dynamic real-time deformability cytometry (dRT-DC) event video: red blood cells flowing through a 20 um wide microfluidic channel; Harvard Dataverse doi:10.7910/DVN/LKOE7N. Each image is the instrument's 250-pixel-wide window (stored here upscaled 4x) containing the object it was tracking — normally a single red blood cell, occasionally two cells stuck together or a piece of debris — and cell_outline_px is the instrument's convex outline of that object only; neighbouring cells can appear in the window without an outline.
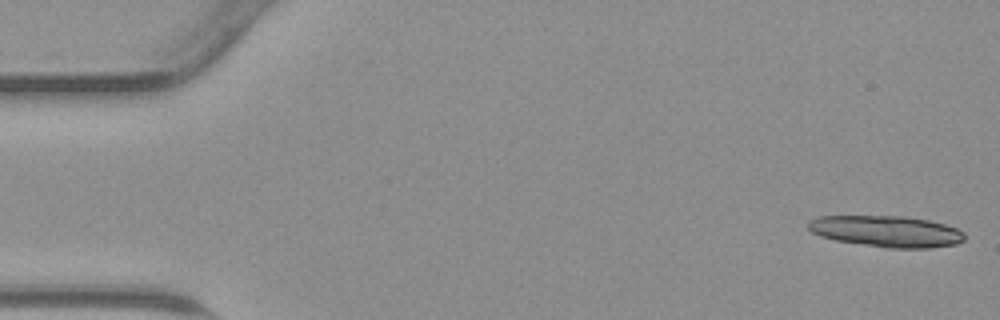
{"species": "common noctule bat (a hibernating species)", "species_latin": "Nyctalus noctula", "temperature_condition": "warm", "stored_images_in_passage": 19, "camera_frame_rate_fps": 3000, "um_per_image_px": 0.085, "animal": {"sex": "male", "body_mass_g": 23.1, "forearm_length_mm": 52.7}, "frame": {"image": 1, "passage_image": 1, "time_ms": 0.0, "image_size_px": [1000, 320], "cell_outline_px": [[964, 240], [956, 244], [928, 248], [884, 248], [836, 240], [820, 236], [812, 232], [808, 228], [808, 220], [820, 216], [904, 216], [928, 220], [944, 224], [956, 228], [964, 232]], "centroid_in_image_um": [75.34, 19.66], "position_along_channel_um": 9.7, "area_um2": 28.55}}